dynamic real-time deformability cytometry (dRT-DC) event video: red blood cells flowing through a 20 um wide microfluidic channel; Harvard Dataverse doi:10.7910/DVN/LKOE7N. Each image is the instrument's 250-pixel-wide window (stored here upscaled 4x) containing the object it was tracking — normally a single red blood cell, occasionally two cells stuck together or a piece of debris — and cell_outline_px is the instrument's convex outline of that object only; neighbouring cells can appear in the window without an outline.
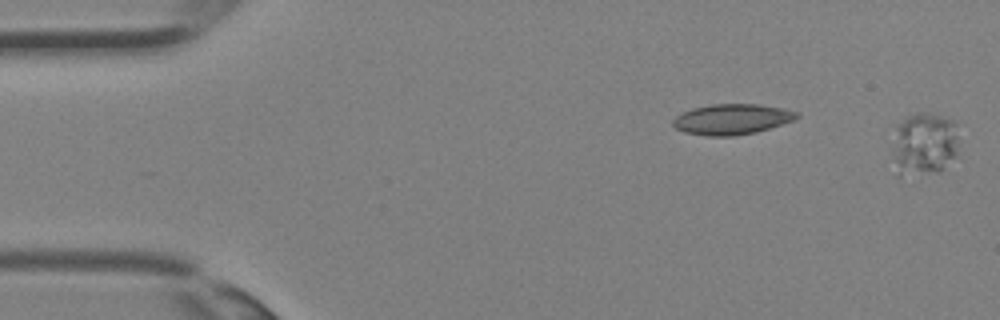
{"species": "Egyptian fruit bat (a non-hibernating species)", "species_latin": "Rousettus aegyptiacus", "temperature_condition": "room temperature", "stored_images_in_passage": 5, "segment_of_instrument_passage": [2, 2], "camera_frame_rate_fps": 3000, "um_per_image_px": 0.085, "animal": {"sex": "female"}, "frame": {"image": 1, "passage_image": 5, "time_ms": 1.333, "image_size_px": [1000, 320], "cell_outline_px": [[956, 156], [940, 172], [900, 180], [892, 156], [892, 148], [896, 128], [908, 116], [940, 116], [952, 120], [956, 124]], "centroid_in_image_um": [78.51, 12.39], "position_along_channel_um": 6.5, "area_um2": 24.39}}